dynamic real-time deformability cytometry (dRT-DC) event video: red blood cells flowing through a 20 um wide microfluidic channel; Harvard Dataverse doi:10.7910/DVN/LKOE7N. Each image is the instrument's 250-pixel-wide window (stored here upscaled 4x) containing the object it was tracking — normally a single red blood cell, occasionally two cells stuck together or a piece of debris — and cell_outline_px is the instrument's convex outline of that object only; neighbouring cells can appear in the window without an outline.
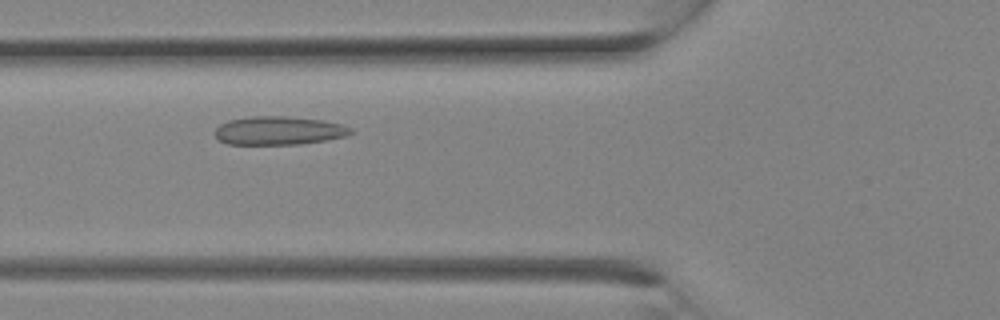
{"species": "Egyptian fruit bat (a non-hibernating species)", "species_latin": "Rousettus aegyptiacus", "temperature_condition": "room temperature", "stored_images_in_passage": 7, "camera_frame_rate_fps": 3000, "um_per_image_px": 0.085, "animal": {"sex": "female"}, "frame": {"image": 1, "passage_image": 2, "time_ms": 0.333, "image_size_px": [1000, 320], "cell_outline_px": [[352, 132], [348, 136], [300, 144], [228, 144], [220, 140], [216, 136], [216, 128], [220, 124], [228, 120], [248, 116], [284, 116], [324, 120], [344, 124], [352, 128]], "centroid_in_image_um": [23.73, 11.09], "position_along_channel_um": 102.1, "area_um2": 22.6}}
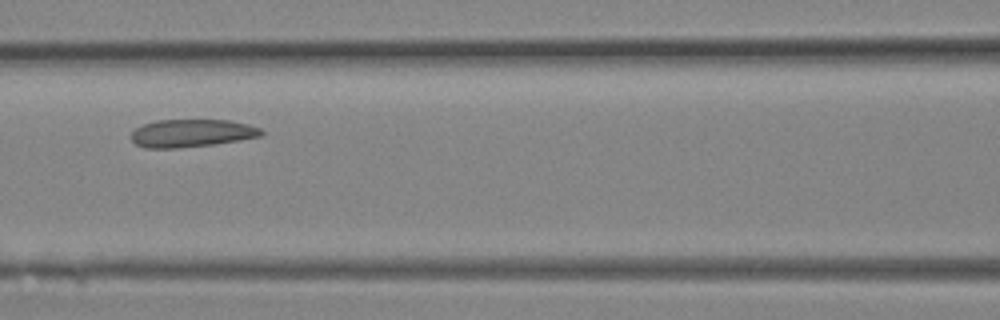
{"frame": {"image": 2, "passage_image": 4, "time_ms": 1.0, "image_size_px": [1000, 320], "cell_outline_px": [[264, 132], [260, 136], [240, 140], [212, 144], [176, 148], [144, 148], [136, 144], [132, 140], [132, 132], [136, 128], [144, 124], [156, 120], [228, 120], [248, 124], [260, 128]], "centroid_in_image_um": [16.29, 11.32], "position_along_channel_um": 150.3, "area_um2": 20.92}}
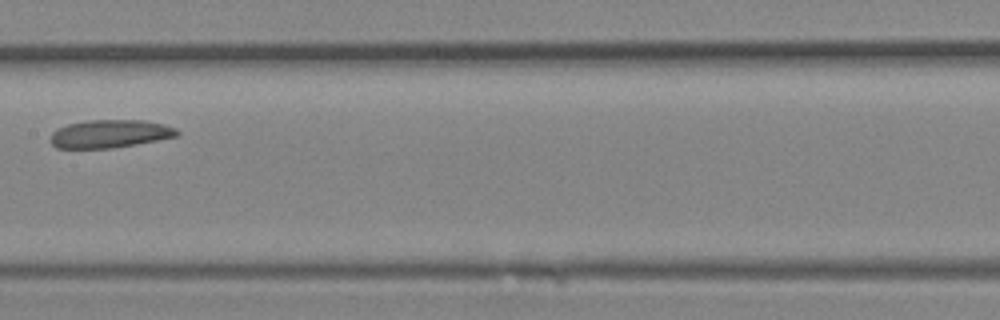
{"frame": {"image": 3, "passage_image": 6, "time_ms": 1.667, "image_size_px": [1000, 320], "cell_outline_px": [[180, 136], [136, 144], [112, 148], [56, 148], [48, 140], [52, 132], [56, 128], [68, 124], [88, 120], [144, 120], [164, 124], [176, 128], [180, 132]], "centroid_in_image_um": [9.34, 11.37], "position_along_channel_um": 198.1, "area_um2": 20.92}}